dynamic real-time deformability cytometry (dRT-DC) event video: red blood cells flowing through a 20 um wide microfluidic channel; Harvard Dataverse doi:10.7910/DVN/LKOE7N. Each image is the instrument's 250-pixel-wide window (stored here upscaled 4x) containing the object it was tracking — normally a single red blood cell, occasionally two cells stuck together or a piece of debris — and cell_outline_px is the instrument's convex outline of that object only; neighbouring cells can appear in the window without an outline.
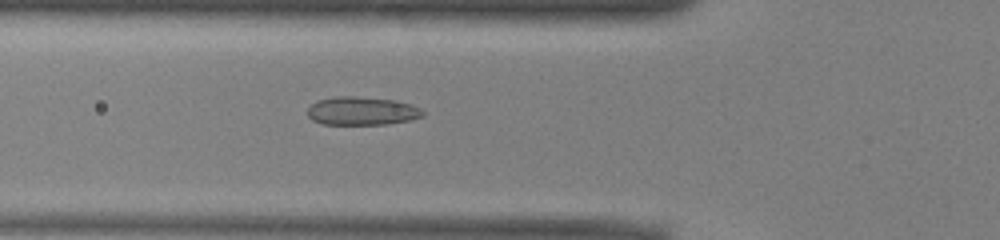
{"species": "common noctule bat (a hibernating species)", "species_latin": "Nyctalus noctula", "temperature_condition": "warm", "stored_images_in_passage": 51, "camera_frame_rate_fps": 3000, "um_per_image_px": 0.085, "animal": {"sex": "male", "body_mass_g": 13.0, "forearm_length_mm": 53.1}, "frame": {"image": 1, "passage_image": 18, "time_ms": 5.667, "image_size_px": [1000, 240], "cell_outline_px": [[424, 116], [408, 120], [388, 124], [320, 124], [312, 120], [308, 116], [308, 108], [316, 100], [336, 96], [356, 96], [396, 100], [412, 104], [420, 108], [424, 112]], "centroid_in_image_um": [30.75, 9.42], "position_along_channel_um": 95.0, "area_um2": 19.19}}
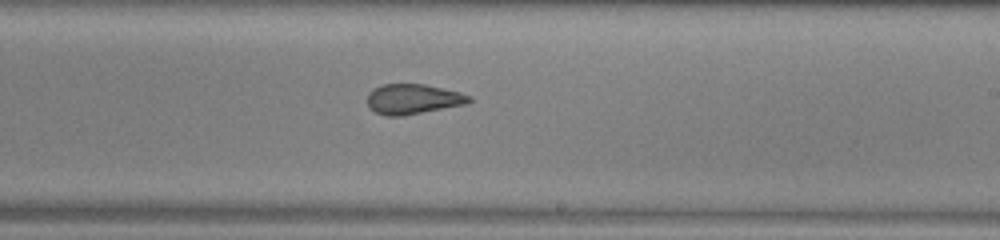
{"frame": {"image": 2, "passage_image": 30, "time_ms": 9.667, "image_size_px": [1000, 240], "cell_outline_px": [[472, 100], [464, 104], [400, 116], [388, 116], [376, 112], [368, 108], [368, 92], [372, 88], [380, 84], [424, 84], [460, 92], [472, 96]], "centroid_in_image_um": [35.06, 8.4], "position_along_channel_um": 253.9, "area_um2": 17.74}}
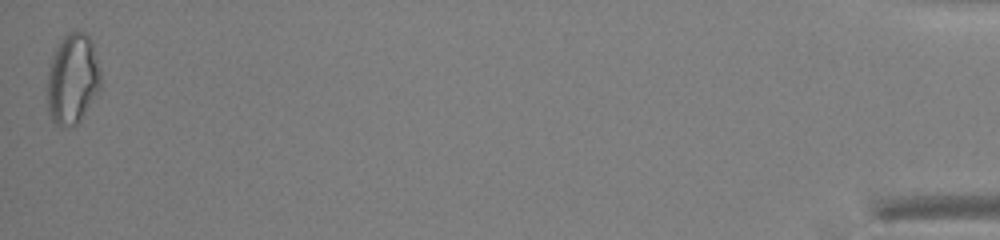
{"frame": {"image": 3, "passage_image": 51, "time_ms": 16.667, "image_size_px": [1000, 240], "cell_outline_px": [[100, 88], [80, 120], [76, 124], [56, 124], [52, 120], [48, 112], [48, 72], [52, 56], [60, 40], [68, 32], [76, 28], [80, 28], [88, 36], [92, 44], [100, 72]], "centroid_in_image_um": [6.16, 6.65], "position_along_channel_um": 429.0, "area_um2": 27.74}, "authors_computed_cell_mechanics": {"area_um2": 20.1722, "velocity_mm_per_s": 3.9691, "shape_relaxation_time_tau1_ms": null, "shape_relaxation_time_tau2_ms": 2.0076, "deformation_change_tau1": null, "deformation_change_tau2": 0.0851}}